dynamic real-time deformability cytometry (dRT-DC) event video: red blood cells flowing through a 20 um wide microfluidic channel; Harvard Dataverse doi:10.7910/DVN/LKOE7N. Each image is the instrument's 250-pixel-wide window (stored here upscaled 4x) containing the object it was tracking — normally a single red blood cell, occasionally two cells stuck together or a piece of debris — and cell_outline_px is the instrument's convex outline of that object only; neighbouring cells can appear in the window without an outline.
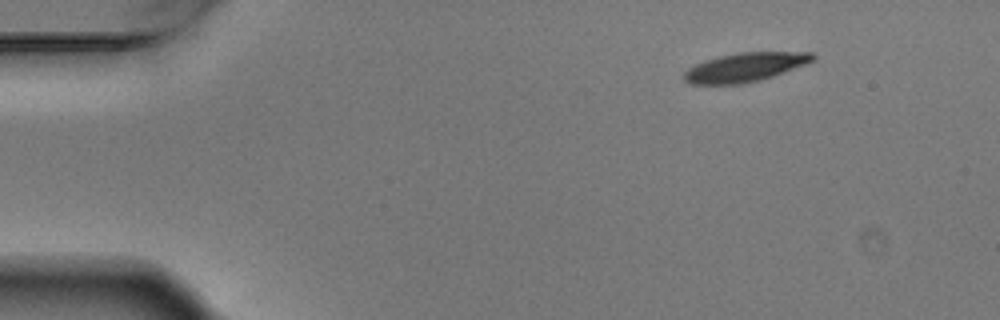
{"species": "Egyptian fruit bat (a non-hibernating species)", "species_latin": "Rousettus aegyptiacus", "temperature_condition": "warm", "stored_images_in_passage": 3, "camera_frame_rate_fps": 3000, "um_per_image_px": 0.085, "animal": {"sex": "male"}, "frame": {"image": 1, "passage_image": 1, "time_ms": 0.0, "image_size_px": [1000, 320], "cell_outline_px": [[816, 56], [812, 60], [804, 64], [772, 76], [760, 80], [744, 84], [692, 84], [684, 80], [684, 72], [688, 68], [704, 60], [736, 52], [812, 52]], "centroid_in_image_um": [63.29, 5.71], "position_along_channel_um": 21.7, "area_um2": 21.5}}
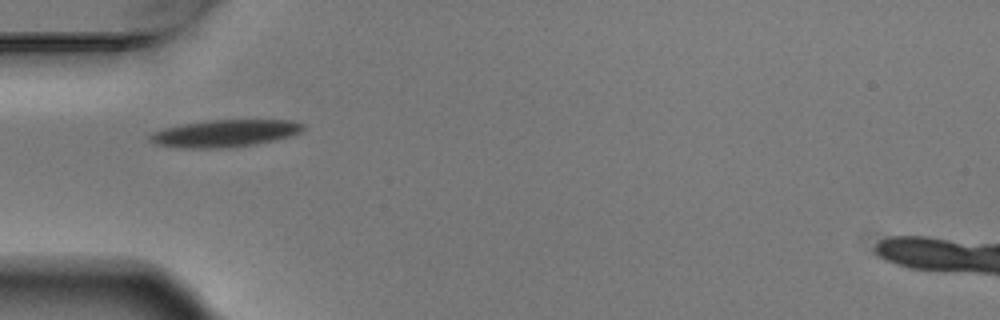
{"frame": {"image": 2, "passage_image": 3, "time_ms": 0.667, "image_size_px": [1000, 320], "cell_outline_px": [[304, 128], [300, 132], [292, 136], [252, 144], [224, 148], [180, 148], [156, 144], [148, 140], [148, 136], [152, 132], [164, 128], [180, 124], [208, 120], [292, 120], [304, 124]], "centroid_in_image_um": [19.07, 11.33], "position_along_channel_um": 65.9, "area_um2": 24.28}}